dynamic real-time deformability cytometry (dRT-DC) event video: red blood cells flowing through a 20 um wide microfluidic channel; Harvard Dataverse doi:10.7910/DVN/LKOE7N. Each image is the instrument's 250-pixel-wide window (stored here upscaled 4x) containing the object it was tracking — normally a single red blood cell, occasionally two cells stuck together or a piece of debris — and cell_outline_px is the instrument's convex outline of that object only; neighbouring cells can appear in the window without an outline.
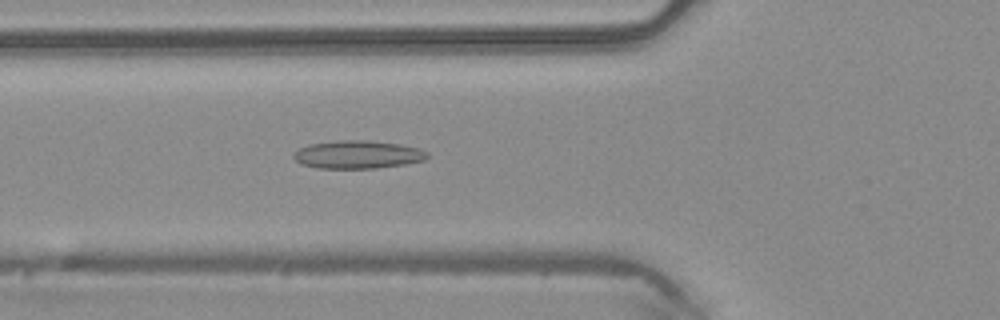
{"species": "common noctule bat (a hibernating species)", "species_latin": "Nyctalus noctula", "temperature_condition": "warm", "stored_images_in_passage": 40, "camera_frame_rate_fps": 3000, "um_per_image_px": 0.085, "animal": {"sex": "male", "body_mass_g": 20.4}, "frame": {"image": 1, "passage_image": 9, "time_ms": 2.667, "image_size_px": [1000, 320], "cell_outline_px": [[428, 156], [424, 160], [404, 164], [376, 168], [316, 168], [300, 164], [292, 156], [292, 152], [308, 144], [340, 140], [368, 140], [400, 144], [420, 148], [428, 152]], "centroid_in_image_um": [30.38, 13.13], "position_along_channel_um": 95.4, "area_um2": 21.96}}
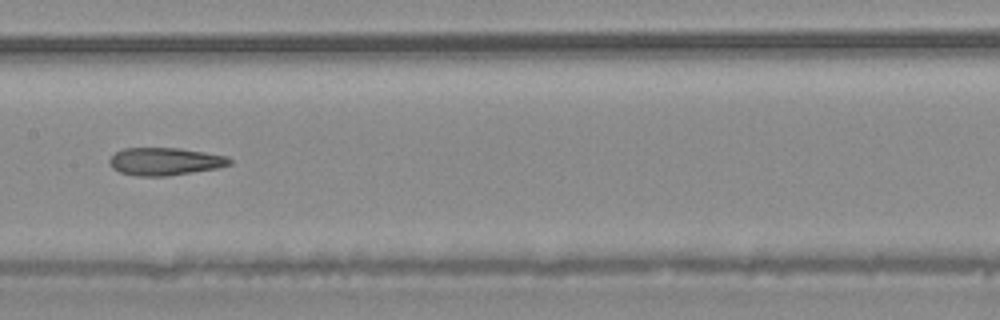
{"frame": {"image": 2, "passage_image": 16, "time_ms": 5.0, "image_size_px": [1000, 320], "cell_outline_px": [[232, 164], [216, 168], [168, 176], [136, 176], [120, 172], [112, 168], [108, 164], [108, 160], [116, 152], [124, 148], [180, 148], [228, 156], [232, 160]], "centroid_in_image_um": [14.01, 13.72], "position_along_channel_um": 193.4, "area_um2": 19.42}}
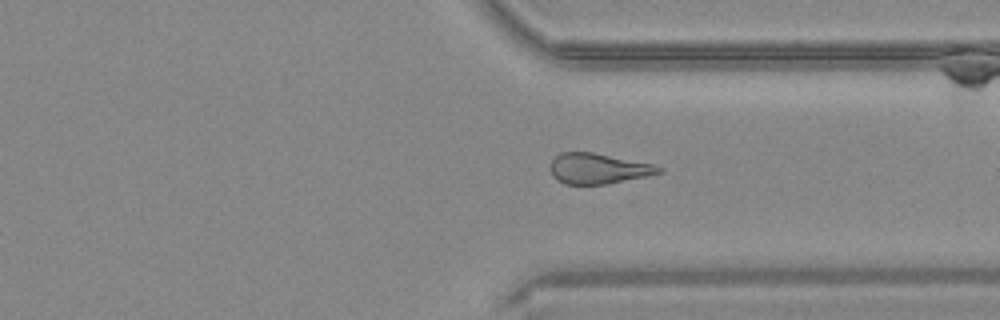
{"frame": {"image": 3, "passage_image": 28, "time_ms": 9.0, "image_size_px": [1000, 320], "cell_outline_px": [[664, 172], [648, 176], [604, 184], [564, 184], [556, 180], [552, 176], [552, 160], [560, 152], [592, 152], [652, 164], [664, 168]], "centroid_in_image_um": [50.86, 14.33], "position_along_channel_um": 360.5, "area_um2": 19.13}, "authors_computed_cell_mechanics": {"area_um2": 20.2878, "velocity_mm_per_s": 4.1782, "shape_relaxation_time_tau1_ms": null, "shape_relaxation_time_tau2_ms": 3.5988, "deformation_change_tau1": null, "deformation_change_tau2": 0.1405}}